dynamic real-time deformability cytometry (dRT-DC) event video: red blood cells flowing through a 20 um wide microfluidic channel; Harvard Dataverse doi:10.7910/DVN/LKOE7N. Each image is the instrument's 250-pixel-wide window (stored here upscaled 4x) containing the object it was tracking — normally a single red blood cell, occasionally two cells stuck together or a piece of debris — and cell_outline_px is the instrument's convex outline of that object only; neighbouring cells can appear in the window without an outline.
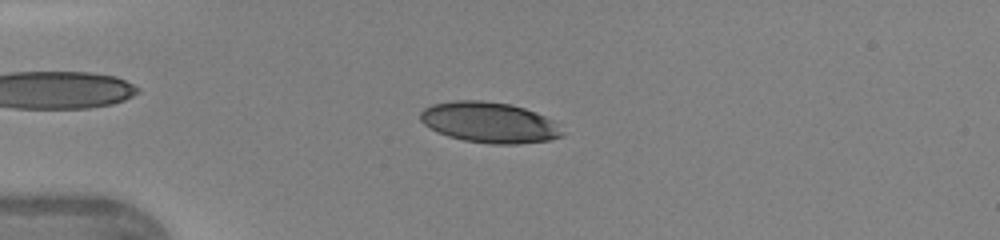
{"species": "human", "species_latin": "Homo sapiens", "temperature_condition": "warm", "stored_images_in_passage": 19, "camera_frame_rate_fps": 3000, "um_per_image_px": 0.085, "donor": {"sex": "female"}, "frame": {"image": 1, "passage_image": 11, "time_ms": 3.333, "image_size_px": [1000, 240], "cell_outline_px": [[564, 136], [548, 140], [516, 144], [492, 144], [464, 140], [448, 136], [436, 132], [424, 124], [420, 120], [420, 112], [424, 108], [432, 104], [456, 100], [484, 100], [512, 104], [536, 112], [552, 120], [564, 132]], "centroid_in_image_um": [41.58, 10.4], "position_along_channel_um": 43.4, "area_um2": 33.76}}
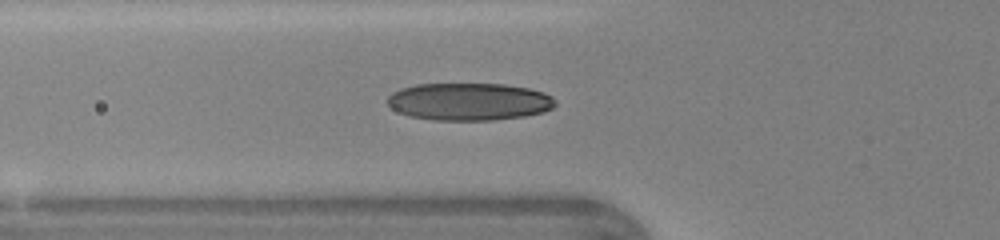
{"frame": {"image": 2, "passage_image": 16, "time_ms": 5.0, "image_size_px": [1000, 240], "cell_outline_px": [[556, 104], [552, 108], [544, 112], [524, 116], [492, 120], [432, 120], [408, 116], [392, 108], [388, 104], [388, 96], [392, 92], [400, 88], [416, 84], [504, 84], [528, 88], [544, 92], [552, 96], [556, 100]], "centroid_in_image_um": [39.88, 8.64], "position_along_channel_um": 85.9, "area_um2": 36.82}}